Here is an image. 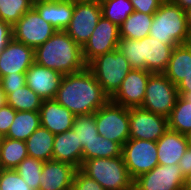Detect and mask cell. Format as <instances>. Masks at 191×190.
Here are the masks:
<instances>
[{"label":"cell","mask_w":191,"mask_h":190,"mask_svg":"<svg viewBox=\"0 0 191 190\" xmlns=\"http://www.w3.org/2000/svg\"><path fill=\"white\" fill-rule=\"evenodd\" d=\"M54 99L78 116L95 113L110 98L86 67L82 71L64 75Z\"/></svg>","instance_id":"1"},{"label":"cell","mask_w":191,"mask_h":190,"mask_svg":"<svg viewBox=\"0 0 191 190\" xmlns=\"http://www.w3.org/2000/svg\"><path fill=\"white\" fill-rule=\"evenodd\" d=\"M34 62L63 75L84 70L82 47L65 31L57 30L45 43L34 49Z\"/></svg>","instance_id":"2"},{"label":"cell","mask_w":191,"mask_h":190,"mask_svg":"<svg viewBox=\"0 0 191 190\" xmlns=\"http://www.w3.org/2000/svg\"><path fill=\"white\" fill-rule=\"evenodd\" d=\"M174 47L146 36L141 40L120 38L117 49L128 60L131 69L163 73Z\"/></svg>","instance_id":"3"},{"label":"cell","mask_w":191,"mask_h":190,"mask_svg":"<svg viewBox=\"0 0 191 190\" xmlns=\"http://www.w3.org/2000/svg\"><path fill=\"white\" fill-rule=\"evenodd\" d=\"M190 31L185 11L178 5L164 0L153 14L149 36L163 44L179 46L188 44Z\"/></svg>","instance_id":"4"},{"label":"cell","mask_w":191,"mask_h":190,"mask_svg":"<svg viewBox=\"0 0 191 190\" xmlns=\"http://www.w3.org/2000/svg\"><path fill=\"white\" fill-rule=\"evenodd\" d=\"M80 170L105 190L133 189L134 180L130 177L122 156L85 160Z\"/></svg>","instance_id":"5"},{"label":"cell","mask_w":191,"mask_h":190,"mask_svg":"<svg viewBox=\"0 0 191 190\" xmlns=\"http://www.w3.org/2000/svg\"><path fill=\"white\" fill-rule=\"evenodd\" d=\"M103 92L111 98L131 70L128 60L118 50L97 56L87 64Z\"/></svg>","instance_id":"6"},{"label":"cell","mask_w":191,"mask_h":190,"mask_svg":"<svg viewBox=\"0 0 191 190\" xmlns=\"http://www.w3.org/2000/svg\"><path fill=\"white\" fill-rule=\"evenodd\" d=\"M99 135L122 146L129 140V108L114 103L110 99L95 112Z\"/></svg>","instance_id":"7"},{"label":"cell","mask_w":191,"mask_h":190,"mask_svg":"<svg viewBox=\"0 0 191 190\" xmlns=\"http://www.w3.org/2000/svg\"><path fill=\"white\" fill-rule=\"evenodd\" d=\"M178 97L177 86L164 73H152L147 81L141 108L168 118Z\"/></svg>","instance_id":"8"},{"label":"cell","mask_w":191,"mask_h":190,"mask_svg":"<svg viewBox=\"0 0 191 190\" xmlns=\"http://www.w3.org/2000/svg\"><path fill=\"white\" fill-rule=\"evenodd\" d=\"M122 158L130 177L135 180L159 164L157 142L129 139L122 147Z\"/></svg>","instance_id":"9"},{"label":"cell","mask_w":191,"mask_h":190,"mask_svg":"<svg viewBox=\"0 0 191 190\" xmlns=\"http://www.w3.org/2000/svg\"><path fill=\"white\" fill-rule=\"evenodd\" d=\"M57 30L32 7L13 26V39L35 49Z\"/></svg>","instance_id":"10"},{"label":"cell","mask_w":191,"mask_h":190,"mask_svg":"<svg viewBox=\"0 0 191 190\" xmlns=\"http://www.w3.org/2000/svg\"><path fill=\"white\" fill-rule=\"evenodd\" d=\"M102 17L100 2L74 3L71 22L64 30L81 47L89 40Z\"/></svg>","instance_id":"11"},{"label":"cell","mask_w":191,"mask_h":190,"mask_svg":"<svg viewBox=\"0 0 191 190\" xmlns=\"http://www.w3.org/2000/svg\"><path fill=\"white\" fill-rule=\"evenodd\" d=\"M129 139L158 141L168 130V118L141 107L129 108Z\"/></svg>","instance_id":"12"},{"label":"cell","mask_w":191,"mask_h":190,"mask_svg":"<svg viewBox=\"0 0 191 190\" xmlns=\"http://www.w3.org/2000/svg\"><path fill=\"white\" fill-rule=\"evenodd\" d=\"M185 177L178 164H158L151 171L137 177L134 190H183Z\"/></svg>","instance_id":"13"},{"label":"cell","mask_w":191,"mask_h":190,"mask_svg":"<svg viewBox=\"0 0 191 190\" xmlns=\"http://www.w3.org/2000/svg\"><path fill=\"white\" fill-rule=\"evenodd\" d=\"M119 39V27L102 16L82 47L84 62L88 64L97 56L116 50Z\"/></svg>","instance_id":"14"},{"label":"cell","mask_w":191,"mask_h":190,"mask_svg":"<svg viewBox=\"0 0 191 190\" xmlns=\"http://www.w3.org/2000/svg\"><path fill=\"white\" fill-rule=\"evenodd\" d=\"M151 74L147 70L131 69L110 100L126 108L141 107Z\"/></svg>","instance_id":"15"},{"label":"cell","mask_w":191,"mask_h":190,"mask_svg":"<svg viewBox=\"0 0 191 190\" xmlns=\"http://www.w3.org/2000/svg\"><path fill=\"white\" fill-rule=\"evenodd\" d=\"M33 63L34 49L12 38L0 52V78L11 73H26Z\"/></svg>","instance_id":"16"},{"label":"cell","mask_w":191,"mask_h":190,"mask_svg":"<svg viewBox=\"0 0 191 190\" xmlns=\"http://www.w3.org/2000/svg\"><path fill=\"white\" fill-rule=\"evenodd\" d=\"M63 74L34 62L26 71V85L43 100L54 99Z\"/></svg>","instance_id":"17"},{"label":"cell","mask_w":191,"mask_h":190,"mask_svg":"<svg viewBox=\"0 0 191 190\" xmlns=\"http://www.w3.org/2000/svg\"><path fill=\"white\" fill-rule=\"evenodd\" d=\"M77 168L72 164L49 160L43 164L39 190H69Z\"/></svg>","instance_id":"18"},{"label":"cell","mask_w":191,"mask_h":190,"mask_svg":"<svg viewBox=\"0 0 191 190\" xmlns=\"http://www.w3.org/2000/svg\"><path fill=\"white\" fill-rule=\"evenodd\" d=\"M39 112L41 126L48 129L52 134L71 130L76 117L55 99L43 100Z\"/></svg>","instance_id":"19"},{"label":"cell","mask_w":191,"mask_h":190,"mask_svg":"<svg viewBox=\"0 0 191 190\" xmlns=\"http://www.w3.org/2000/svg\"><path fill=\"white\" fill-rule=\"evenodd\" d=\"M33 8L56 30L64 31L71 22L74 3L71 0H34Z\"/></svg>","instance_id":"20"},{"label":"cell","mask_w":191,"mask_h":190,"mask_svg":"<svg viewBox=\"0 0 191 190\" xmlns=\"http://www.w3.org/2000/svg\"><path fill=\"white\" fill-rule=\"evenodd\" d=\"M52 160L72 164L80 169L83 163V147L72 129L55 134Z\"/></svg>","instance_id":"21"},{"label":"cell","mask_w":191,"mask_h":190,"mask_svg":"<svg viewBox=\"0 0 191 190\" xmlns=\"http://www.w3.org/2000/svg\"><path fill=\"white\" fill-rule=\"evenodd\" d=\"M189 147L185 134L168 129L157 141V156L160 165L178 164Z\"/></svg>","instance_id":"22"},{"label":"cell","mask_w":191,"mask_h":190,"mask_svg":"<svg viewBox=\"0 0 191 190\" xmlns=\"http://www.w3.org/2000/svg\"><path fill=\"white\" fill-rule=\"evenodd\" d=\"M163 73L175 86L191 73V47L189 44L174 47L168 66Z\"/></svg>","instance_id":"23"},{"label":"cell","mask_w":191,"mask_h":190,"mask_svg":"<svg viewBox=\"0 0 191 190\" xmlns=\"http://www.w3.org/2000/svg\"><path fill=\"white\" fill-rule=\"evenodd\" d=\"M55 134L40 126L25 141L29 157L42 161L52 160Z\"/></svg>","instance_id":"24"},{"label":"cell","mask_w":191,"mask_h":190,"mask_svg":"<svg viewBox=\"0 0 191 190\" xmlns=\"http://www.w3.org/2000/svg\"><path fill=\"white\" fill-rule=\"evenodd\" d=\"M41 126L39 111H16L15 118L5 137L26 141Z\"/></svg>","instance_id":"25"},{"label":"cell","mask_w":191,"mask_h":190,"mask_svg":"<svg viewBox=\"0 0 191 190\" xmlns=\"http://www.w3.org/2000/svg\"><path fill=\"white\" fill-rule=\"evenodd\" d=\"M176 104L168 117V129L187 134L191 131V93H178Z\"/></svg>","instance_id":"26"},{"label":"cell","mask_w":191,"mask_h":190,"mask_svg":"<svg viewBox=\"0 0 191 190\" xmlns=\"http://www.w3.org/2000/svg\"><path fill=\"white\" fill-rule=\"evenodd\" d=\"M152 22L153 14L134 11L119 26V36L120 38L141 40L149 36Z\"/></svg>","instance_id":"27"},{"label":"cell","mask_w":191,"mask_h":190,"mask_svg":"<svg viewBox=\"0 0 191 190\" xmlns=\"http://www.w3.org/2000/svg\"><path fill=\"white\" fill-rule=\"evenodd\" d=\"M28 157L25 141L2 137L0 141L1 169H15L23 159Z\"/></svg>","instance_id":"28"},{"label":"cell","mask_w":191,"mask_h":190,"mask_svg":"<svg viewBox=\"0 0 191 190\" xmlns=\"http://www.w3.org/2000/svg\"><path fill=\"white\" fill-rule=\"evenodd\" d=\"M122 145L120 143L97 135V139L88 146L83 147V162L93 158H116L122 156Z\"/></svg>","instance_id":"29"},{"label":"cell","mask_w":191,"mask_h":190,"mask_svg":"<svg viewBox=\"0 0 191 190\" xmlns=\"http://www.w3.org/2000/svg\"><path fill=\"white\" fill-rule=\"evenodd\" d=\"M43 99L27 85L20 89L12 90L6 96V104L16 111H40Z\"/></svg>","instance_id":"30"},{"label":"cell","mask_w":191,"mask_h":190,"mask_svg":"<svg viewBox=\"0 0 191 190\" xmlns=\"http://www.w3.org/2000/svg\"><path fill=\"white\" fill-rule=\"evenodd\" d=\"M102 16L118 27L134 12L130 0H101Z\"/></svg>","instance_id":"31"},{"label":"cell","mask_w":191,"mask_h":190,"mask_svg":"<svg viewBox=\"0 0 191 190\" xmlns=\"http://www.w3.org/2000/svg\"><path fill=\"white\" fill-rule=\"evenodd\" d=\"M72 130L77 133V139L82 147L88 146L98 135L95 113L76 116Z\"/></svg>","instance_id":"32"},{"label":"cell","mask_w":191,"mask_h":190,"mask_svg":"<svg viewBox=\"0 0 191 190\" xmlns=\"http://www.w3.org/2000/svg\"><path fill=\"white\" fill-rule=\"evenodd\" d=\"M34 0H0V20L13 26L28 10Z\"/></svg>","instance_id":"33"},{"label":"cell","mask_w":191,"mask_h":190,"mask_svg":"<svg viewBox=\"0 0 191 190\" xmlns=\"http://www.w3.org/2000/svg\"><path fill=\"white\" fill-rule=\"evenodd\" d=\"M43 164L44 161L28 156L21 161L15 170L30 188L39 190Z\"/></svg>","instance_id":"34"},{"label":"cell","mask_w":191,"mask_h":190,"mask_svg":"<svg viewBox=\"0 0 191 190\" xmlns=\"http://www.w3.org/2000/svg\"><path fill=\"white\" fill-rule=\"evenodd\" d=\"M0 188L1 190H33L15 169L0 170Z\"/></svg>","instance_id":"35"},{"label":"cell","mask_w":191,"mask_h":190,"mask_svg":"<svg viewBox=\"0 0 191 190\" xmlns=\"http://www.w3.org/2000/svg\"><path fill=\"white\" fill-rule=\"evenodd\" d=\"M5 95L7 96L12 90H17L26 85V73H11L0 78Z\"/></svg>","instance_id":"36"},{"label":"cell","mask_w":191,"mask_h":190,"mask_svg":"<svg viewBox=\"0 0 191 190\" xmlns=\"http://www.w3.org/2000/svg\"><path fill=\"white\" fill-rule=\"evenodd\" d=\"M72 190H105L94 179L85 175L80 169H77L72 183Z\"/></svg>","instance_id":"37"},{"label":"cell","mask_w":191,"mask_h":190,"mask_svg":"<svg viewBox=\"0 0 191 190\" xmlns=\"http://www.w3.org/2000/svg\"><path fill=\"white\" fill-rule=\"evenodd\" d=\"M16 110L10 105L0 107V135L5 137L15 118Z\"/></svg>","instance_id":"38"},{"label":"cell","mask_w":191,"mask_h":190,"mask_svg":"<svg viewBox=\"0 0 191 190\" xmlns=\"http://www.w3.org/2000/svg\"><path fill=\"white\" fill-rule=\"evenodd\" d=\"M134 11L145 14H154L164 0H130Z\"/></svg>","instance_id":"39"},{"label":"cell","mask_w":191,"mask_h":190,"mask_svg":"<svg viewBox=\"0 0 191 190\" xmlns=\"http://www.w3.org/2000/svg\"><path fill=\"white\" fill-rule=\"evenodd\" d=\"M12 38V26L0 20V52L7 46Z\"/></svg>","instance_id":"40"},{"label":"cell","mask_w":191,"mask_h":190,"mask_svg":"<svg viewBox=\"0 0 191 190\" xmlns=\"http://www.w3.org/2000/svg\"><path fill=\"white\" fill-rule=\"evenodd\" d=\"M178 165L184 177L191 173V146L187 148Z\"/></svg>","instance_id":"41"},{"label":"cell","mask_w":191,"mask_h":190,"mask_svg":"<svg viewBox=\"0 0 191 190\" xmlns=\"http://www.w3.org/2000/svg\"><path fill=\"white\" fill-rule=\"evenodd\" d=\"M177 91L178 93H191V73L177 85Z\"/></svg>","instance_id":"42"},{"label":"cell","mask_w":191,"mask_h":190,"mask_svg":"<svg viewBox=\"0 0 191 190\" xmlns=\"http://www.w3.org/2000/svg\"><path fill=\"white\" fill-rule=\"evenodd\" d=\"M168 1L178 5L184 11L191 7V0H168Z\"/></svg>","instance_id":"43"},{"label":"cell","mask_w":191,"mask_h":190,"mask_svg":"<svg viewBox=\"0 0 191 190\" xmlns=\"http://www.w3.org/2000/svg\"><path fill=\"white\" fill-rule=\"evenodd\" d=\"M183 190H191V173L185 176Z\"/></svg>","instance_id":"44"},{"label":"cell","mask_w":191,"mask_h":190,"mask_svg":"<svg viewBox=\"0 0 191 190\" xmlns=\"http://www.w3.org/2000/svg\"><path fill=\"white\" fill-rule=\"evenodd\" d=\"M6 104V95L5 92L2 89V86L0 84V107Z\"/></svg>","instance_id":"45"},{"label":"cell","mask_w":191,"mask_h":190,"mask_svg":"<svg viewBox=\"0 0 191 190\" xmlns=\"http://www.w3.org/2000/svg\"><path fill=\"white\" fill-rule=\"evenodd\" d=\"M185 14H186V20H187L188 27L191 30V7L188 8L187 10H185Z\"/></svg>","instance_id":"46"},{"label":"cell","mask_w":191,"mask_h":190,"mask_svg":"<svg viewBox=\"0 0 191 190\" xmlns=\"http://www.w3.org/2000/svg\"><path fill=\"white\" fill-rule=\"evenodd\" d=\"M73 3L78 2H101V0H71Z\"/></svg>","instance_id":"47"},{"label":"cell","mask_w":191,"mask_h":190,"mask_svg":"<svg viewBox=\"0 0 191 190\" xmlns=\"http://www.w3.org/2000/svg\"><path fill=\"white\" fill-rule=\"evenodd\" d=\"M186 136L188 139L189 146H191V131L189 133H187Z\"/></svg>","instance_id":"48"},{"label":"cell","mask_w":191,"mask_h":190,"mask_svg":"<svg viewBox=\"0 0 191 190\" xmlns=\"http://www.w3.org/2000/svg\"><path fill=\"white\" fill-rule=\"evenodd\" d=\"M188 44H189V46L191 47V31H190V36H189Z\"/></svg>","instance_id":"49"}]
</instances>
